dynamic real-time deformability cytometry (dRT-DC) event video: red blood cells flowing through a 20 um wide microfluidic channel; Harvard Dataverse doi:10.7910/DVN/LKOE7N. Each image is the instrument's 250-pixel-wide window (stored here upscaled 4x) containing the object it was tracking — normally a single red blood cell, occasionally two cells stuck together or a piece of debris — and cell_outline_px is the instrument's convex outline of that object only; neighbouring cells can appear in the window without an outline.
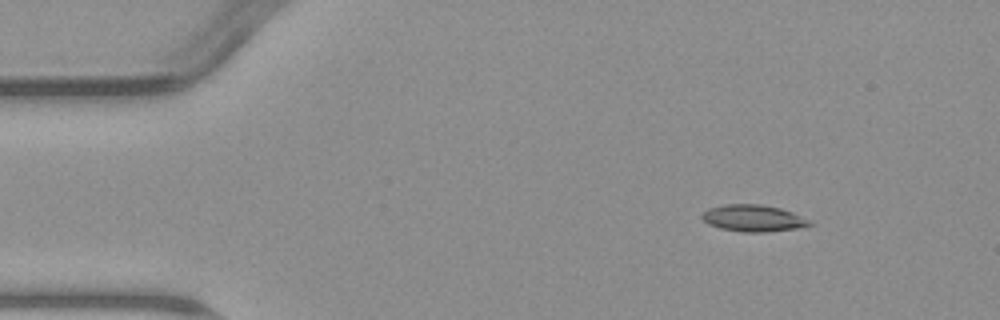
{"species": "common noctule bat (a hibernating species)", "species_latin": "Nyctalus noctula", "temperature_condition": "warm", "stored_images_in_passage": 4, "camera_frame_rate_fps": 3000, "um_per_image_px": 0.085, "animal": {"sex": "male", "body_mass_g": 23.1, "forearm_length_mm": 52.7}, "frame": {"image": 1, "passage_image": 1, "time_ms": 0.0, "image_size_px": [1000, 320], "cell_outline_px": [[816, 224], [796, 228], [764, 232], [740, 232], [720, 228], [708, 224], [700, 216], [708, 208], [724, 204], [760, 204], [780, 208], [792, 212], [812, 220]], "centroid_in_image_um": [64.05, 18.54], "position_along_channel_um": 21.0, "area_um2": 16.88}}
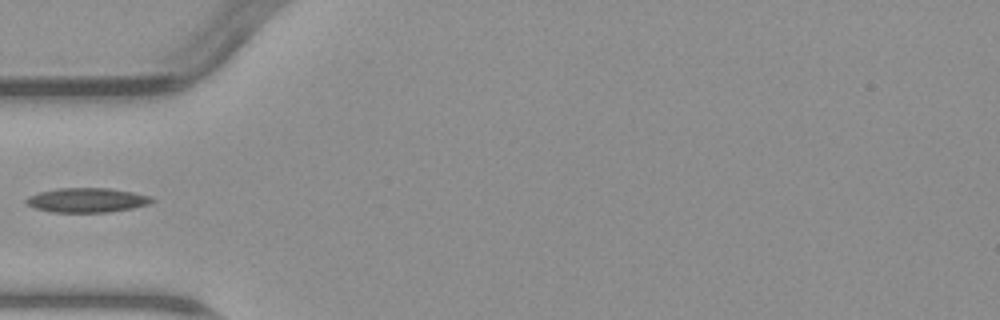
{"frame": {"image": 2, "passage_image": 4, "time_ms": 3.667, "image_size_px": [1000, 320], "cell_outline_px": [[156, 200], [148, 204], [132, 208], [108, 212], [52, 212], [32, 208], [24, 200], [28, 196], [40, 192], [60, 188], [108, 188], [132, 192], [148, 196]], "centroid_in_image_um": [7.35, 17.01], "position_along_channel_um": 77.6, "area_um2": 17.8}}